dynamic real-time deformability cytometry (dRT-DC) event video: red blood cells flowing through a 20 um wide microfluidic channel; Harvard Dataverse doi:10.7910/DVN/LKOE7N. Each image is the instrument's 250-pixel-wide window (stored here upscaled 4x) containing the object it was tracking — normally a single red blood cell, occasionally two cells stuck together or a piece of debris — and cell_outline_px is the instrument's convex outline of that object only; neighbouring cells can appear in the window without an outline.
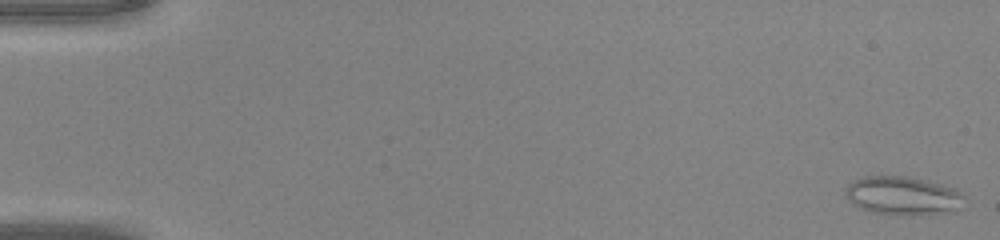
{"species": "common noctule bat (a hibernating species)", "species_latin": "Nyctalus noctula", "temperature_condition": "warm", "stored_images_in_passage": 8, "camera_frame_rate_fps": 3000, "um_per_image_px": 0.085, "animal": {"sex": "male", "body_mass_g": 20.0, "forearm_length_mm": 53.3}, "frame": {"image": 1, "passage_image": 1, "time_ms": 0.0, "image_size_px": [1000, 240], "cell_outline_px": [[968, 208], [956, 212], [928, 216], [900, 216], [868, 212], [852, 204], [844, 196], [844, 188], [852, 180], [864, 176], [908, 176], [944, 184], [956, 188], [968, 196]], "centroid_in_image_um": [76.88, 16.68], "position_along_channel_um": 8.1, "area_um2": 28.67}}